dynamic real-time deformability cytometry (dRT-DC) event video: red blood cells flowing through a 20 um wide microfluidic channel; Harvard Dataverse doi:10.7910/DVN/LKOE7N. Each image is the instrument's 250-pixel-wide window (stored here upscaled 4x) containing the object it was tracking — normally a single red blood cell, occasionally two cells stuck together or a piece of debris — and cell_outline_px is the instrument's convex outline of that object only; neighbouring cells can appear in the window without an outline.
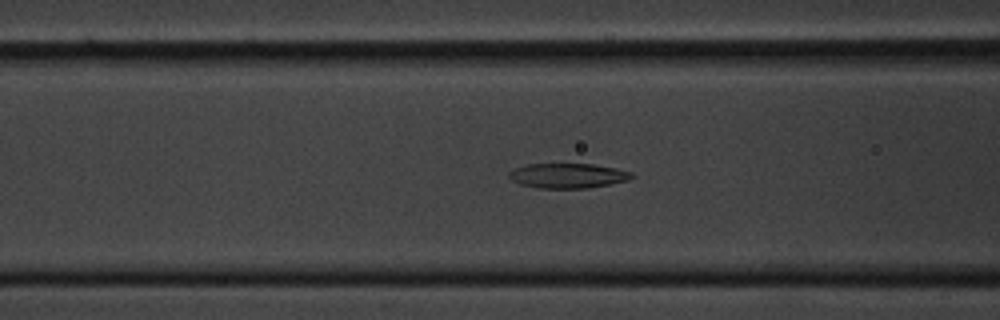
{"species": "common noctule bat (a hibernating species)", "species_latin": "Nyctalus noctula", "temperature_condition": "cold", "stored_images_in_passage": 38, "segment_of_instrument_passage": [1, 2], "camera_frame_rate_fps": 3000, "um_per_image_px": 0.085, "animal": {"sex": "male", "body_mass_g": 20.1, "forearm_length_mm": 53.5}, "frame": {"image": 1, "passage_image": 15, "time_ms": 4.667, "image_size_px": [1000, 320], "cell_outline_px": [[636, 176], [628, 180], [612, 184], [588, 188], [536, 188], [520, 184], [512, 180], [508, 176], [508, 172], [516, 168], [528, 164], [592, 164], [616, 168], [632, 172]], "centroid_in_image_um": [48.29, 14.94], "position_along_channel_um": 118.3, "area_um2": 17.86}}
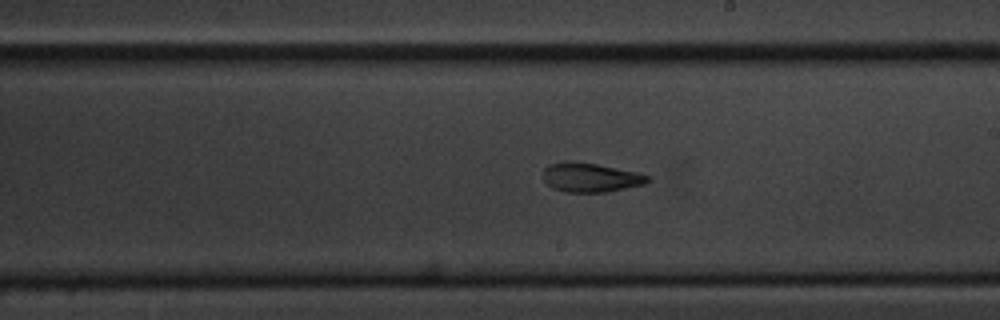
{"frame": {"image": 2, "passage_image": 25, "time_ms": 8.0, "image_size_px": [1000, 320], "cell_outline_px": [[652, 180], [644, 184], [608, 192], [564, 192], [552, 188], [544, 180], [544, 168], [548, 164], [564, 160], [596, 164], [636, 172], [648, 176]], "centroid_in_image_um": [50.17, 15.08], "position_along_channel_um": 238.8, "area_um2": 17.8}}
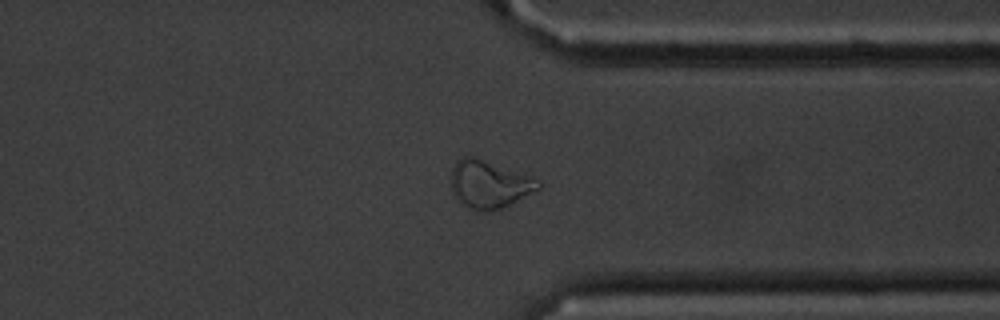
{"frame": {"image": 3, "passage_image": 36, "time_ms": 11.667, "image_size_px": [1000, 320], "cell_outline_px": [[544, 184], [540, 188], [500, 208], [488, 212], [476, 212], [468, 208], [456, 200], [452, 192], [452, 168], [456, 160], [464, 156], [472, 156], [540, 180]], "centroid_in_image_um": [41.54, 15.69], "position_along_channel_um": 369.9, "area_um2": 23.99}}